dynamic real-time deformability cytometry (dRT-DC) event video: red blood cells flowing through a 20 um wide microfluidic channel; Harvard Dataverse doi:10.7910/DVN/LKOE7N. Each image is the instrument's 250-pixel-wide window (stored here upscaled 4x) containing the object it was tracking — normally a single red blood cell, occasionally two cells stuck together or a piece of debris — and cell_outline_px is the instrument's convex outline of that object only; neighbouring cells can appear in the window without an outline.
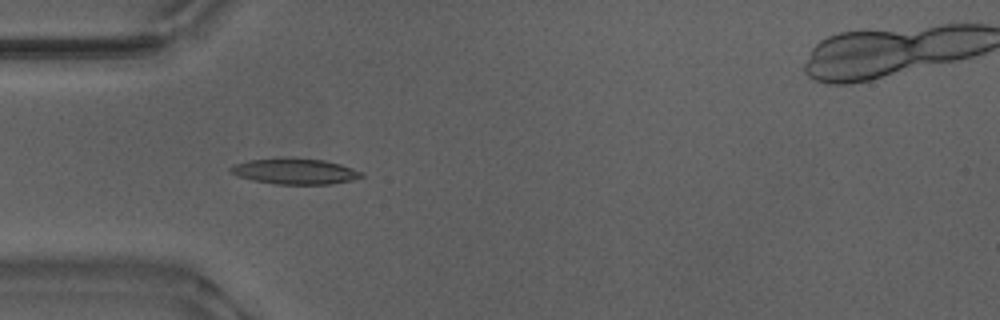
{"species": "Egyptian fruit bat (a non-hibernating species)", "species_latin": "Rousettus aegyptiacus", "temperature_condition": "warm", "stored_images_in_passage": 43, "camera_frame_rate_fps": 3000, "um_per_image_px": 0.085, "animal": {"sex": "male"}, "frame": {"image": 1, "passage_image": 5, "time_ms": 1.333, "image_size_px": [1000, 320], "cell_outline_px": [[364, 176], [352, 180], [332, 184], [276, 184], [252, 180], [236, 176], [228, 172], [228, 168], [236, 164], [248, 160], [284, 156], [288, 156], [324, 160], [340, 164], [364, 172]], "centroid_in_image_um": [25.04, 14.54], "position_along_channel_um": 60.0, "area_um2": 20.17}}
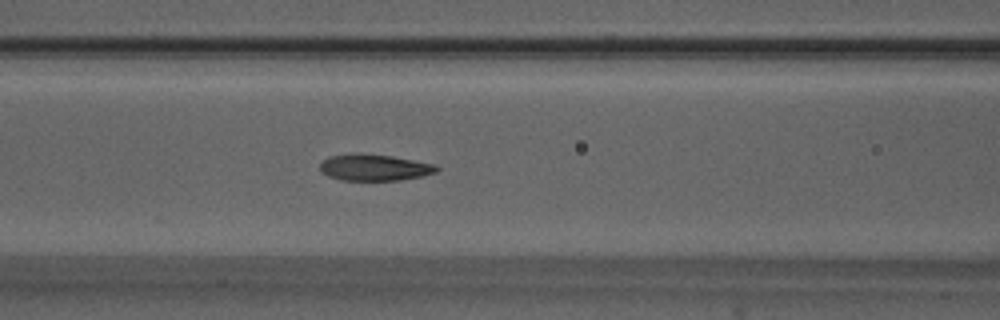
{"frame": {"image": 2, "passage_image": 11, "time_ms": 3.333, "image_size_px": [1000, 320], "cell_outline_px": [[440, 168], [436, 172], [424, 176], [400, 180], [340, 180], [328, 176], [320, 172], [320, 164], [328, 156], [352, 152], [392, 156], [436, 164]], "centroid_in_image_um": [31.81, 14.23], "position_along_channel_um": 134.8, "area_um2": 18.26}}
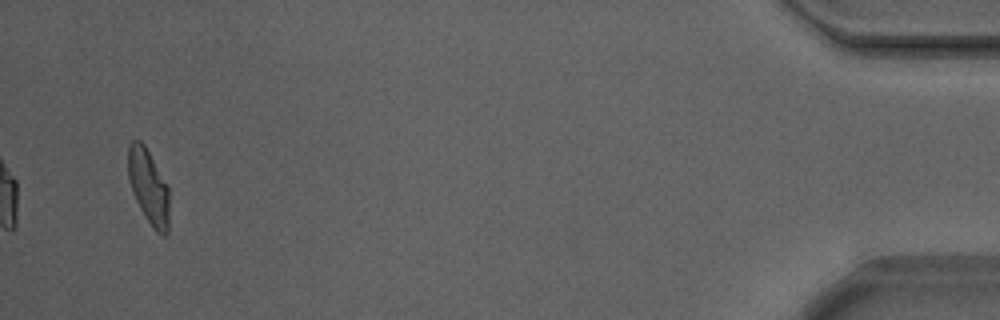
{"frame": {"image": 3, "passage_image": 40, "time_ms": 13.0, "image_size_px": [1000, 320], "cell_outline_px": [[168, 232], [164, 236], [156, 232], [152, 228], [144, 216], [132, 192], [128, 176], [128, 144], [132, 140], [140, 140], [144, 144], [168, 188]], "centroid_in_image_um": [12.6, 15.89], "position_along_channel_um": 422.6, "area_um2": 17.69}, "authors_computed_cell_mechanics": {"area_um2": 18.1492, "velocity_mm_per_s": 3.8603, "shape_relaxation_time_tau1_ms": 4.8531, "shape_relaxation_time_tau2_ms": 1.333, "deformation_change_tau1": 0.1634, "deformation_change_tau2": 0.0767}}